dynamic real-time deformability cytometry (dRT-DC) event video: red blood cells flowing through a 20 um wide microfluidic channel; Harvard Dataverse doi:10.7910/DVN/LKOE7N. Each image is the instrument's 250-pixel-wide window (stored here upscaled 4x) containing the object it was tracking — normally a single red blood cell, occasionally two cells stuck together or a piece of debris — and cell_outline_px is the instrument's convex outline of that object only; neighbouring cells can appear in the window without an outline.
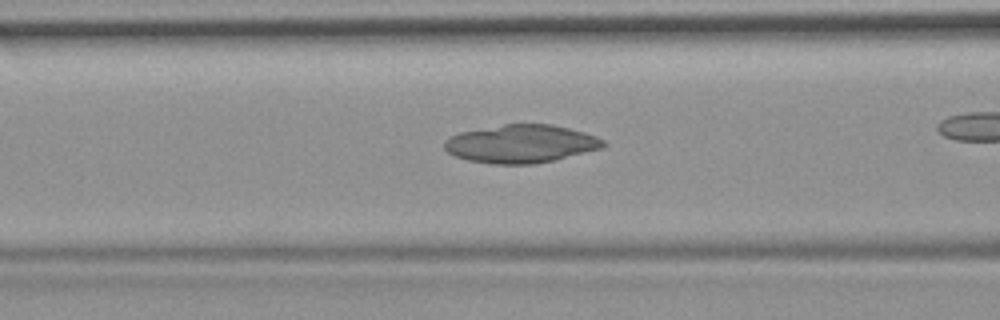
{"species": "common noctule bat (a hibernating species)", "species_latin": "Nyctalus noctula", "temperature_condition": "room temperature", "stored_images_in_passage": 37, "camera_frame_rate_fps": 3000, "um_per_image_px": 0.085, "animal": {"sex": "female", "body_mass_g": 19.9}, "frame": {"image": 1, "passage_image": 16, "time_ms": 5.0, "image_size_px": [1000, 320], "cell_outline_px": [[608, 144], [604, 148], [536, 164], [492, 164], [468, 160], [456, 156], [448, 152], [444, 148], [444, 140], [460, 132], [504, 124], [552, 124], [584, 132], [596, 136], [604, 140]], "centroid_in_image_um": [44.31, 12.23], "position_along_channel_um": 122.3, "area_um2": 35.32}}